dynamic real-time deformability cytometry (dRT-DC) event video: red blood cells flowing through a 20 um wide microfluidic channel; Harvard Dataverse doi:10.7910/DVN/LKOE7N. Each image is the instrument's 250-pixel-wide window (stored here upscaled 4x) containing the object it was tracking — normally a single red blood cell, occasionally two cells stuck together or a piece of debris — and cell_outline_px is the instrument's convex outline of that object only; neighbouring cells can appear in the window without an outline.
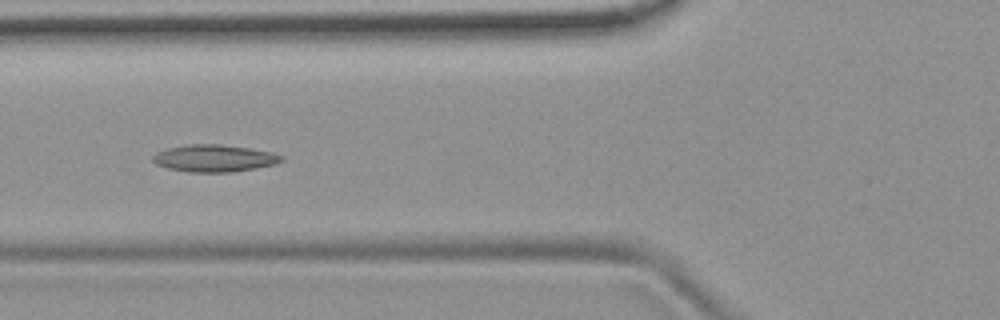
{"species": "common noctule bat (a hibernating species)", "species_latin": "Nyctalus noctula", "temperature_condition": "room temperature", "stored_images_in_passage": 53, "camera_frame_rate_fps": 3000, "um_per_image_px": 0.085, "animal": {"sex": "female", "body_mass_g": 19.9}, "frame": {"image": 1, "passage_image": 20, "time_ms": 6.333, "image_size_px": [1000, 320], "cell_outline_px": [[284, 160], [276, 164], [256, 168], [232, 172], [188, 172], [168, 168], [156, 164], [152, 160], [152, 156], [156, 152], [168, 148], [184, 144], [220, 144], [252, 148], [272, 152], [284, 156]], "centroid_in_image_um": [18.23, 13.44], "position_along_channel_um": 107.6, "area_um2": 20.58}}
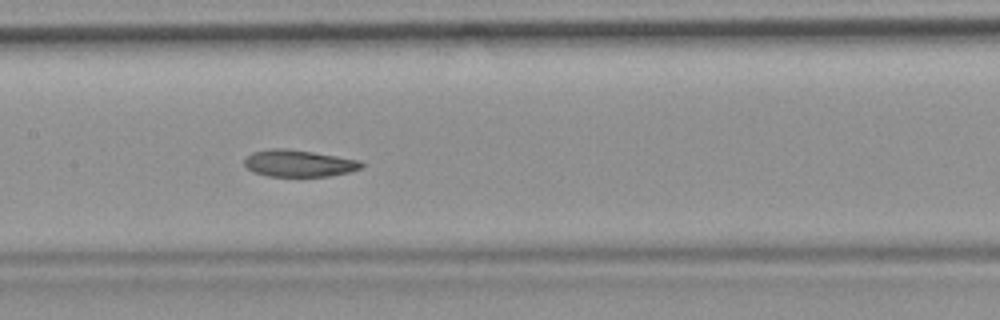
{"frame": {"image": 2, "passage_image": 26, "time_ms": 8.333, "image_size_px": [1000, 320], "cell_outline_px": [[364, 164], [360, 168], [348, 172], [328, 176], [268, 176], [252, 172], [244, 164], [244, 160], [252, 152], [268, 148], [288, 148], [360, 160]], "centroid_in_image_um": [25.36, 13.87], "position_along_channel_um": 182.0, "area_um2": 18.26}}
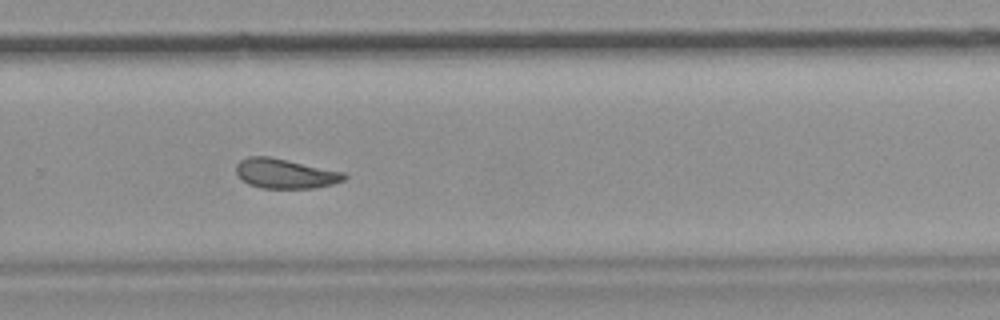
{"frame": {"image": 3, "passage_image": 36, "time_ms": 11.667, "image_size_px": [1000, 320], "cell_outline_px": [[348, 176], [344, 180], [332, 184], [316, 188], [260, 188], [248, 184], [240, 180], [236, 172], [236, 164], [240, 160], [248, 156], [268, 156], [344, 172]], "centroid_in_image_um": [24.21, 14.76], "position_along_channel_um": 305.6, "area_um2": 18.79}, "authors_computed_cell_mechanics": {"area_um2": 19.8254, "velocity_mm_per_s": 3.7292, "shape_relaxation_time_tau1_ms": null, "shape_relaxation_time_tau2_ms": 4.4499, "deformation_change_tau1": null, "deformation_change_tau2": 0.105}}